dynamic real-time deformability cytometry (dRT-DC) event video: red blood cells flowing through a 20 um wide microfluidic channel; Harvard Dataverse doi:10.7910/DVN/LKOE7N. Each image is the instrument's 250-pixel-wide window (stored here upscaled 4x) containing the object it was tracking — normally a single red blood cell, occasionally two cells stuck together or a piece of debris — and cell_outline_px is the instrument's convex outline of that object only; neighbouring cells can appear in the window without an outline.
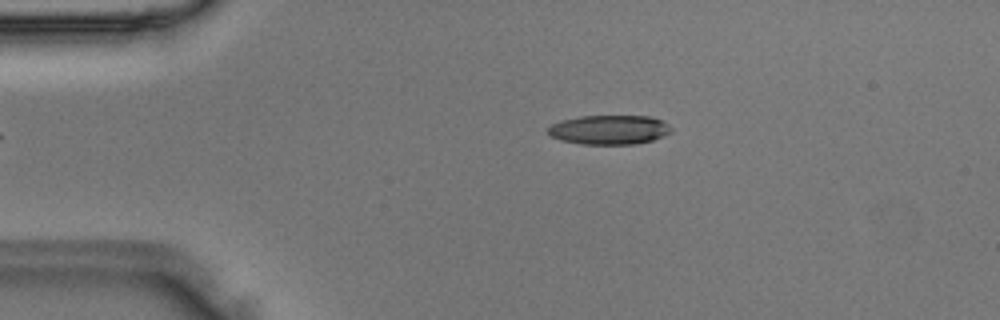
{"species": "Egyptian fruit bat (a non-hibernating species)", "species_latin": "Rousettus aegyptiacus", "temperature_condition": "room temperature", "stored_images_in_passage": 2, "camera_frame_rate_fps": 3000, "um_per_image_px": 0.085, "animal": {"sex": "male"}, "frame": {"image": 1, "passage_image": 1, "time_ms": 0.0, "image_size_px": [1000, 320], "cell_outline_px": [[672, 132], [664, 136], [652, 140], [636, 144], [580, 144], [560, 140], [552, 136], [548, 132], [548, 128], [552, 124], [564, 120], [580, 116], [652, 116], [668, 124], [672, 128]], "centroid_in_image_um": [51.82, 11.03], "position_along_channel_um": 33.2, "area_um2": 21.04}}